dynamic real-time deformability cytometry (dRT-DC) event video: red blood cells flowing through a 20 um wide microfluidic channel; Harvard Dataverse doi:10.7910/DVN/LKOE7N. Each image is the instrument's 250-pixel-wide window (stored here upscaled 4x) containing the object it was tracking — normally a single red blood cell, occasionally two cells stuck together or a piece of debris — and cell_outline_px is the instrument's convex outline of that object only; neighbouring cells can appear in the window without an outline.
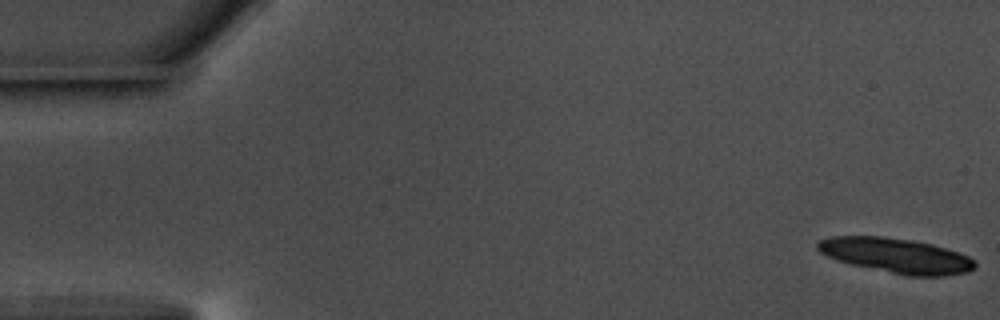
{"species": "common noctule bat (a hibernating species)", "species_latin": "Nyctalus noctula", "temperature_condition": "warm", "stored_images_in_passage": 17, "camera_frame_rate_fps": 3000, "um_per_image_px": 0.085, "animal": {"sex": "male", "body_mass_g": 17.5, "forearm_length_mm": 52.3}, "frame": {"image": 1, "passage_image": 1, "time_ms": 0.0, "image_size_px": [1000, 320], "cell_outline_px": [[976, 264], [968, 272], [944, 276], [908, 276], [852, 264], [836, 260], [820, 252], [816, 248], [816, 244], [820, 240], [832, 236], [884, 236], [912, 240], [932, 244], [968, 256], [976, 260]], "centroid_in_image_um": [76.17, 21.72], "position_along_channel_um": 8.8, "area_um2": 31.79}}